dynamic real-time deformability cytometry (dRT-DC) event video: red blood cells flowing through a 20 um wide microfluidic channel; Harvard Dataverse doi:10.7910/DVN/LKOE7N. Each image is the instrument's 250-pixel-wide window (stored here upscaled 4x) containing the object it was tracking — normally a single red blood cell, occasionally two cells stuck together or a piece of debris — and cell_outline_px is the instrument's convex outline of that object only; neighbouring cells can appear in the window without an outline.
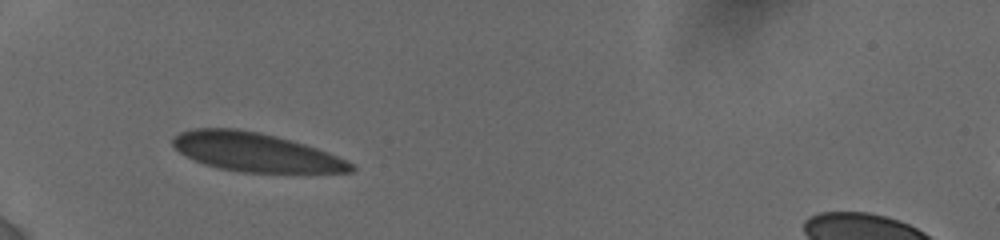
{"species": "human", "species_latin": "Homo sapiens", "temperature_condition": "cold", "stored_images_in_passage": 81, "camera_frame_rate_fps": 3000, "um_per_image_px": 0.085, "donor": {"sex": "female"}, "frame": {"image": 1, "passage_image": 1, "time_ms": 0.0, "image_size_px": [1000, 240], "cell_outline_px": [[356, 168], [352, 172], [240, 172], [220, 168], [204, 164], [180, 152], [172, 144], [172, 136], [180, 132], [192, 128], [236, 128], [260, 132], [292, 140], [328, 152], [352, 164]], "centroid_in_image_um": [21.68, 12.92], "position_along_channel_um": 63.3, "area_um2": 39.94}}
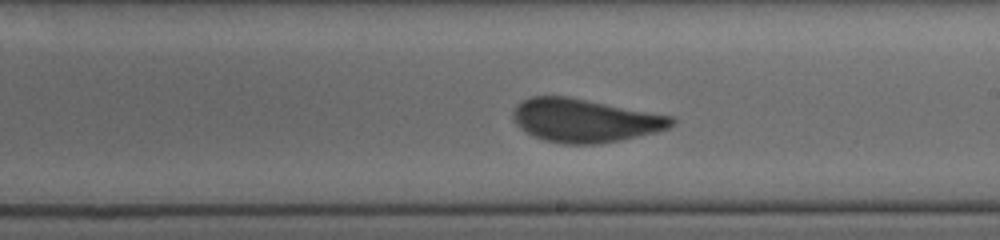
{"frame": {"image": 2, "passage_image": 36, "time_ms": 5.0, "image_size_px": [1000, 240], "cell_outline_px": [[676, 124], [668, 128], [656, 132], [620, 140], [600, 144], [564, 144], [544, 140], [532, 136], [524, 132], [516, 124], [512, 116], [512, 112], [524, 100], [532, 96], [568, 96], [672, 116], [676, 120]], "centroid_in_image_um": [49.72, 10.25], "position_along_channel_um": 239.3, "area_um2": 40.11}}
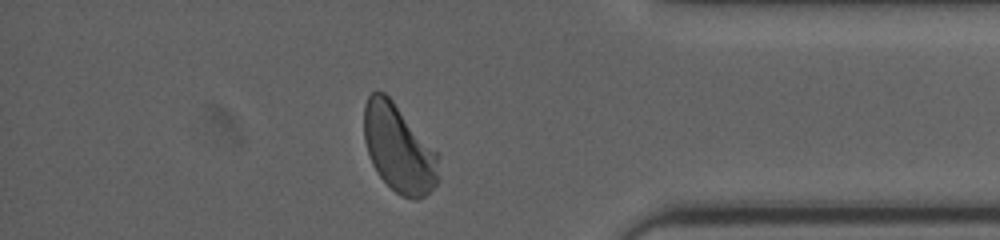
{"frame": {"image": 3, "passage_image": 68, "time_ms": 9.667, "image_size_px": [1000, 240], "cell_outline_px": [[440, 180], [424, 196], [416, 200], [412, 200], [400, 196], [380, 176], [372, 164], [364, 140], [364, 104], [368, 96], [372, 92], [384, 92], [392, 100], [440, 156]], "centroid_in_image_um": [33.91, 12.65], "position_along_channel_um": 401.3, "area_um2": 38.09}, "authors_computed_cell_mechanics": {"area_um2": 39.5352, "velocity_mm_per_s": 3.8127, "shape_relaxation_time_tau1_ms": 6.2066, "shape_relaxation_time_tau2_ms": null, "deformation_change_tau1": 0.1445, "deformation_change_tau2": null}}